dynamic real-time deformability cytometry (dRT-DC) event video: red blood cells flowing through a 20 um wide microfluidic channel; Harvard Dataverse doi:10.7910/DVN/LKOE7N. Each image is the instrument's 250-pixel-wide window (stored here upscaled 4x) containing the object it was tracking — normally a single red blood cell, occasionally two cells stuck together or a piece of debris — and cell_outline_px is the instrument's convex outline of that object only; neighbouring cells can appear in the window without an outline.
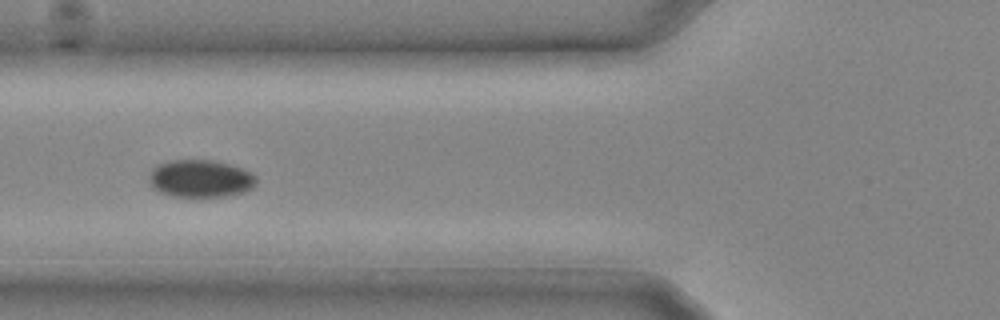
{"species": "common noctule bat (a hibernating species)", "species_latin": "Nyctalus noctula", "temperature_condition": "cold", "stored_images_in_passage": 12, "camera_frame_rate_fps": 3000, "um_per_image_px": 0.085, "animal": {"sex": "male", "body_mass_g": 20.4}, "frame": {"image": 1, "passage_image": 9, "time_ms": 2.667, "image_size_px": [1000, 320], "cell_outline_px": [[256, 184], [252, 188], [244, 192], [224, 196], [172, 196], [160, 192], [152, 188], [148, 180], [152, 172], [160, 164], [172, 160], [212, 160], [244, 168], [252, 172], [256, 176]], "centroid_in_image_um": [17.08, 15.18], "position_along_channel_um": 108.7, "area_um2": 23.29}}
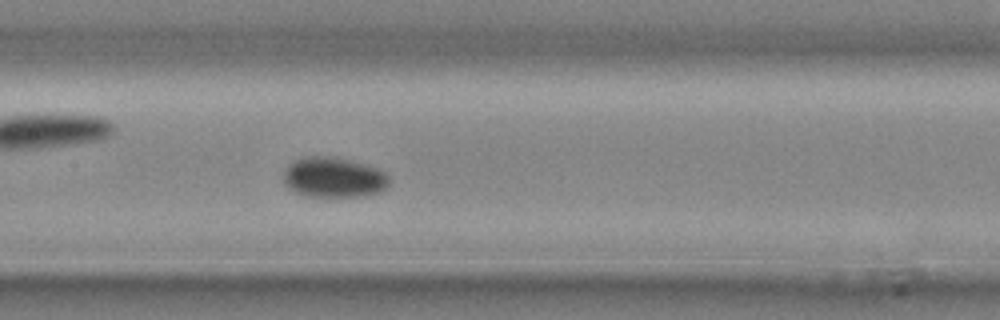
{"frame": {"image": 2, "passage_image": 12, "time_ms": 3.667, "image_size_px": [1000, 320], "cell_outline_px": [[388, 184], [380, 192], [360, 196], [304, 196], [288, 188], [284, 184], [284, 172], [288, 164], [296, 160], [308, 156], [328, 156], [348, 160], [364, 164], [376, 168], [384, 172], [388, 176]], "centroid_in_image_um": [28.33, 15.08], "position_along_channel_um": 179.1, "area_um2": 24.51}}